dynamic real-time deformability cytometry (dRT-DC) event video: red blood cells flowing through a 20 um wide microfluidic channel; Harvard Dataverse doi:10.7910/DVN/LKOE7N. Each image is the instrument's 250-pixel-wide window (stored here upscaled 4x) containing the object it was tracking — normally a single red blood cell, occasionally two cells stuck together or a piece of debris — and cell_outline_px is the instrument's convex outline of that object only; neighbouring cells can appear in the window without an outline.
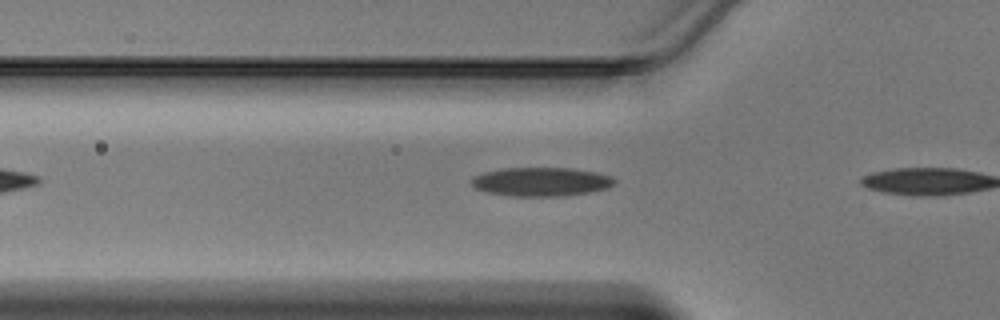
{"species": "Egyptian fruit bat (a non-hibernating species)", "species_latin": "Rousettus aegyptiacus", "temperature_condition": "warm", "stored_images_in_passage": 6, "camera_frame_rate_fps": 3000, "um_per_image_px": 0.085, "animal": {"sex": "male"}, "frame": {"image": 1, "passage_image": 5, "time_ms": 1.333, "image_size_px": [1000, 320], "cell_outline_px": [[616, 184], [608, 188], [588, 192], [556, 196], [512, 196], [488, 192], [476, 188], [472, 184], [472, 176], [484, 172], [500, 168], [568, 168], [596, 172], [612, 176], [616, 180]], "centroid_in_image_um": [46.01, 15.44], "position_along_channel_um": 79.8, "area_um2": 23.93}}